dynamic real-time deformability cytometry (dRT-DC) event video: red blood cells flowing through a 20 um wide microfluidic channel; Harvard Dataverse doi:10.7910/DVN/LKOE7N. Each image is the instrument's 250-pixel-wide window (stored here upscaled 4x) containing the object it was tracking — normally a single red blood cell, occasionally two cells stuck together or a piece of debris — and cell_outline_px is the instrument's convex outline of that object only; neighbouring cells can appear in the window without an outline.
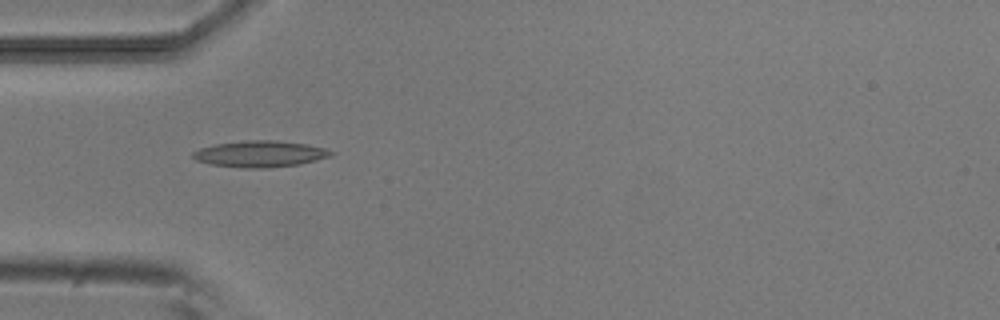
{"species": "common noctule bat (a hibernating species)", "species_latin": "Nyctalus noctula", "temperature_condition": "room temperature", "stored_images_in_passage": 35, "camera_frame_rate_fps": 3000, "um_per_image_px": 0.085, "animal": {"sex": "male", "body_mass_g": 20.5, "forearm_length_mm": 52.5}, "frame": {"image": 1, "passage_image": 1, "time_ms": 0.0, "image_size_px": [1000, 320], "cell_outline_px": [[332, 156], [300, 164], [268, 168], [244, 168], [212, 164], [196, 160], [192, 156], [192, 152], [200, 148], [216, 144], [244, 140], [276, 140], [304, 144], [324, 148], [332, 152]], "centroid_in_image_um": [22.09, 13.08], "position_along_channel_um": 62.9, "area_um2": 21.04}}
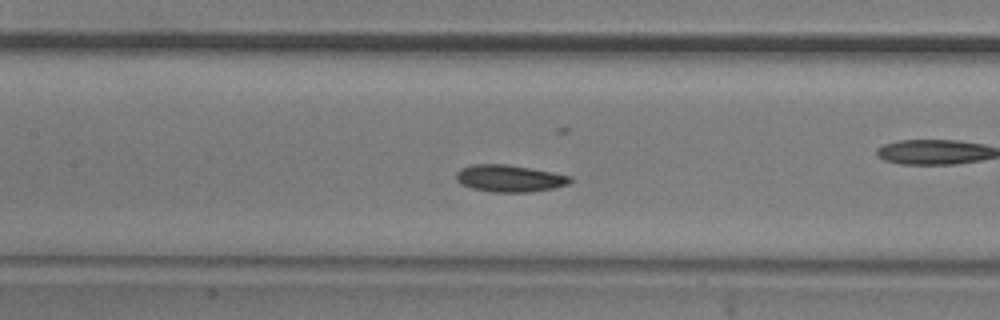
{"frame": {"image": 2, "passage_image": 6, "time_ms": 1.667, "image_size_px": [1000, 320], "cell_outline_px": [[572, 180], [568, 184], [556, 188], [528, 192], [492, 192], [472, 188], [460, 184], [456, 180], [456, 172], [460, 168], [472, 164], [508, 164], [552, 172], [572, 176]], "centroid_in_image_um": [43.29, 15.16], "position_along_channel_um": 164.1, "area_um2": 18.09}, "authors_computed_cell_mechanics": {"area_um2": 17.2822, "velocity_mm_per_s": 3.8251, "shape_relaxation_time_tau1_ms": 1.8326, "shape_relaxation_time_tau2_ms": null, "deformation_change_tau1": 0.0626, "deformation_change_tau2": null}}